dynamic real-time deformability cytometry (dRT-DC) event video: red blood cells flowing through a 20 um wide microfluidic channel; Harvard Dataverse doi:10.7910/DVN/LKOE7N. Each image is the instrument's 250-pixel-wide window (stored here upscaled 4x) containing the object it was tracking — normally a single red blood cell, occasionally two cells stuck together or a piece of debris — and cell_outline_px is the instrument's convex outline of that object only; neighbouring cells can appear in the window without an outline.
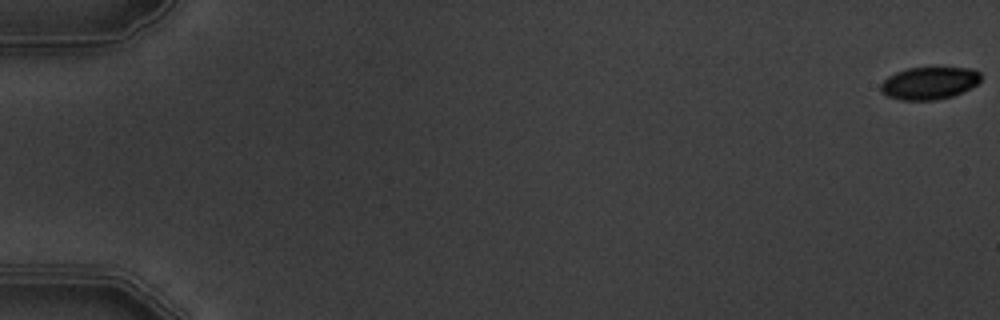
{"species": "common noctule bat (a hibernating species)", "species_latin": "Nyctalus noctula", "temperature_condition": "warm", "stored_images_in_passage": 5, "camera_frame_rate_fps": 3000, "um_per_image_px": 0.085, "animal": {"sex": "male", "body_mass_g": 19.5, "forearm_length_mm": 54.6}, "frame": {"image": 1, "passage_image": 1, "time_ms": 0.0, "image_size_px": [1000, 320], "cell_outline_px": [[980, 80], [976, 84], [952, 96], [936, 100], [900, 100], [888, 96], [880, 92], [880, 84], [888, 76], [896, 72], [908, 68], [972, 68], [980, 72]], "centroid_in_image_um": [78.94, 7.07], "position_along_channel_um": 6.1, "area_um2": 18.79}}